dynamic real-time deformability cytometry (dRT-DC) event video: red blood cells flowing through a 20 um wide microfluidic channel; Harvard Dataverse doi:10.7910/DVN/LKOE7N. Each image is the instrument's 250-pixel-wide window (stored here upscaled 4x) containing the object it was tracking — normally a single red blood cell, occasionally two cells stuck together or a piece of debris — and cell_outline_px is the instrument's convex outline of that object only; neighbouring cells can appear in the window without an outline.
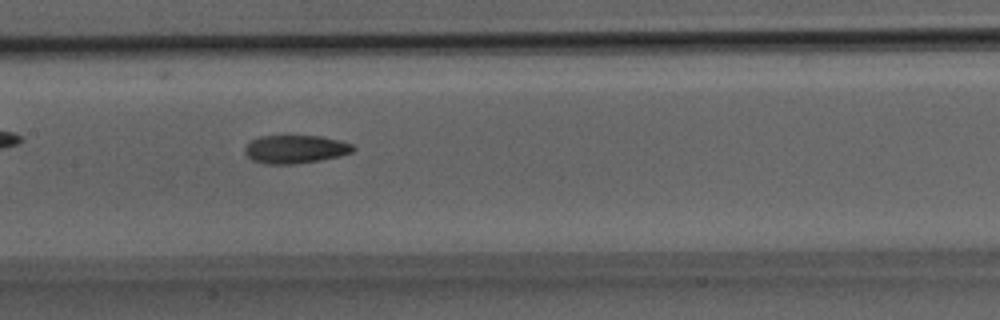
{"species": "Egyptian fruit bat (a non-hibernating species)", "species_latin": "Rousettus aegyptiacus", "temperature_condition": "room temperature", "stored_images_in_passage": 28, "camera_frame_rate_fps": 3000, "um_per_image_px": 0.085, "animal": {"sex": "male"}, "frame": {"image": 1, "passage_image": 13, "time_ms": 4.0, "image_size_px": [1000, 320], "cell_outline_px": [[356, 148], [352, 152], [340, 156], [320, 160], [292, 164], [264, 164], [252, 160], [244, 152], [244, 148], [252, 140], [260, 136], [320, 136], [340, 140], [352, 144]], "centroid_in_image_um": [25.11, 12.68], "position_along_channel_um": 182.3, "area_um2": 17.8}}
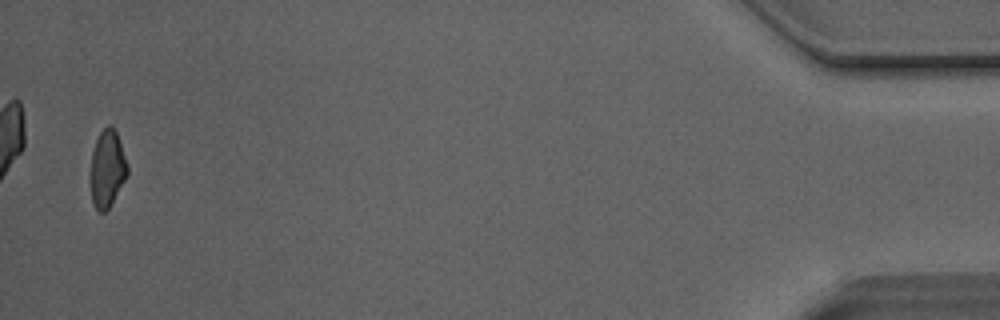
{"frame": {"image": 2, "passage_image": 28, "time_ms": 9.0, "image_size_px": [1000, 320], "cell_outline_px": [[128, 172], [124, 180], [108, 208], [104, 212], [100, 212], [96, 208], [92, 200], [92, 152], [96, 140], [100, 132], [108, 124], [112, 124], [116, 132], [128, 164]], "centroid_in_image_um": [9.13, 14.29], "position_along_channel_um": 426.1, "area_um2": 16.01}}